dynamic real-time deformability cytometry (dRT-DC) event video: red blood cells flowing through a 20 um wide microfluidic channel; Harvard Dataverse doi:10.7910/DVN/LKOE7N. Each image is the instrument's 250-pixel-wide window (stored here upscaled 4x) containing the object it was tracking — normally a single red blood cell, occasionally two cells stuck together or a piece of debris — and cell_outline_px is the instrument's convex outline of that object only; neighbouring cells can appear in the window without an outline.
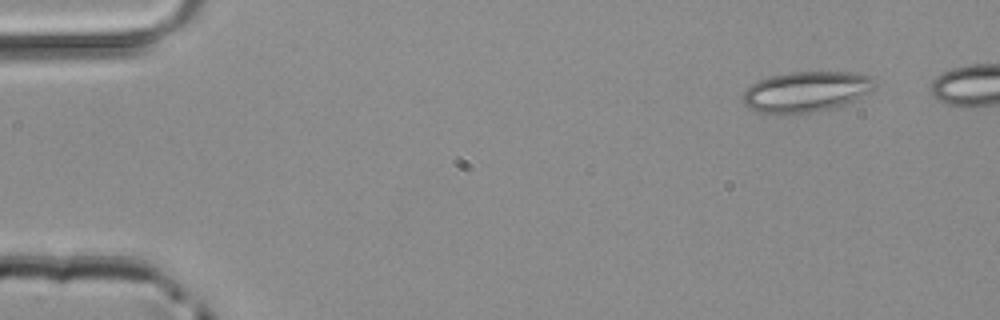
{"species": "common noctule bat (a hibernating species)", "species_latin": "Nyctalus noctula", "temperature_condition": "room temperature", "stored_images_in_passage": 41, "camera_frame_rate_fps": 3000, "um_per_image_px": 0.085, "animal": {"sex": "male", "body_mass_g": 20.4}, "frame": {"image": 1, "passage_image": 1, "time_ms": 0.0, "image_size_px": [1000, 320], "cell_outline_px": [[876, 88], [872, 92], [856, 100], [836, 108], [812, 112], [756, 112], [748, 108], [744, 104], [744, 92], [748, 84], [756, 80], [788, 72], [856, 72], [872, 76], [876, 84]], "centroid_in_image_um": [68.58, 7.77], "position_along_channel_um": 16.4, "area_um2": 31.44}}
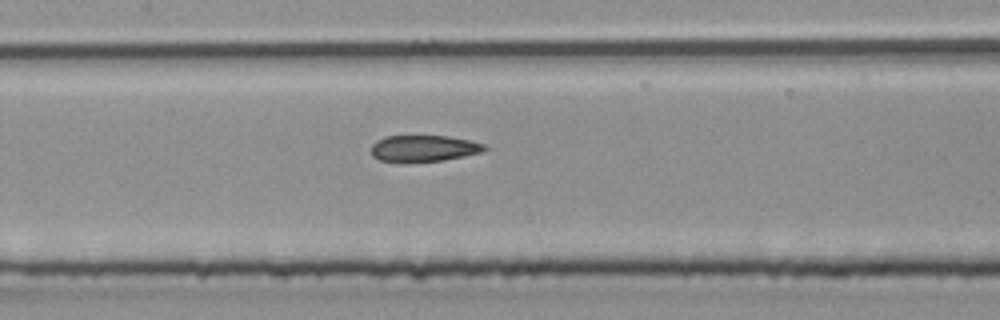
{"frame": {"image": 2, "passage_image": 20, "time_ms": 6.333, "image_size_px": [1000, 320], "cell_outline_px": [[488, 148], [480, 152], [464, 156], [444, 160], [404, 164], [380, 160], [372, 156], [372, 144], [376, 140], [384, 136], [448, 136], [468, 140], [484, 144]], "centroid_in_image_um": [35.96, 12.64], "position_along_channel_um": 171.4, "area_um2": 17.8}}
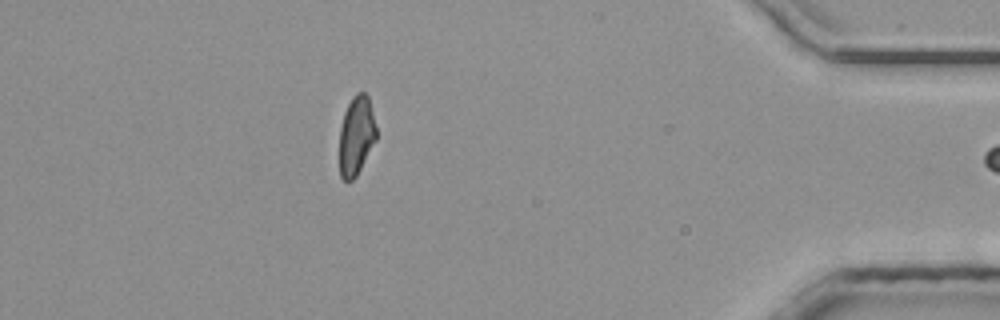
{"frame": {"image": 3, "passage_image": 40, "time_ms": 13.0, "image_size_px": [1000, 320], "cell_outline_px": [[376, 140], [356, 176], [352, 180], [344, 180], [340, 176], [340, 128], [344, 112], [352, 96], [356, 92], [364, 92], [368, 96], [376, 128]], "centroid_in_image_um": [30.28, 11.51], "position_along_channel_um": 404.9, "area_um2": 16.82}}